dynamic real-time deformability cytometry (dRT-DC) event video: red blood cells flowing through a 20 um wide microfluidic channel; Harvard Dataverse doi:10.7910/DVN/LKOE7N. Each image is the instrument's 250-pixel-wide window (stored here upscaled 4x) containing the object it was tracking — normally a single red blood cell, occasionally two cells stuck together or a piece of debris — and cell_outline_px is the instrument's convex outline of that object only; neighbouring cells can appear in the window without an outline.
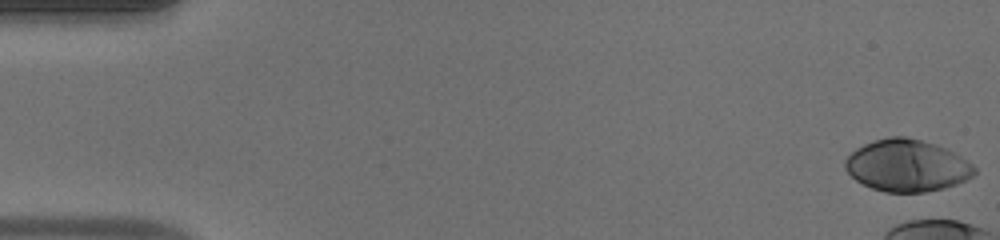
{"species": "human", "species_latin": "Homo sapiens", "temperature_condition": "warm", "stored_images_in_passage": 8, "camera_frame_rate_fps": 3000, "um_per_image_px": 0.085, "donor": {"sex": "male"}, "frame": {"image": 1, "passage_image": 1, "time_ms": 0.0, "image_size_px": [1000, 240], "cell_outline_px": [[976, 172], [972, 176], [956, 184], [944, 188], [924, 192], [884, 192], [872, 188], [856, 180], [844, 168], [844, 160], [856, 148], [864, 144], [888, 136], [904, 136], [936, 144], [960, 156], [972, 164], [976, 168]], "centroid_in_image_um": [77.07, 14.07], "position_along_channel_um": 7.9, "area_um2": 38.9}}